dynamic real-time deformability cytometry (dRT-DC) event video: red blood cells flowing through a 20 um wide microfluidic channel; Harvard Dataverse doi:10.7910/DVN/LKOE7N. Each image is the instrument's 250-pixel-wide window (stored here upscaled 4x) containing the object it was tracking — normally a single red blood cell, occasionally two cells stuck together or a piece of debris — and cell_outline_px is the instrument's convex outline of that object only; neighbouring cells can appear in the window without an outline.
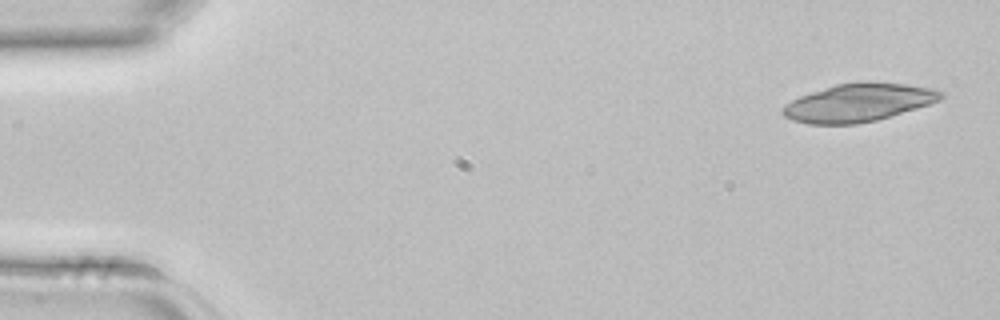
{"species": "common noctule bat (a hibernating species)", "species_latin": "Nyctalus noctula", "temperature_condition": "room temperature", "stored_images_in_passage": 4, "camera_frame_rate_fps": 3000, "um_per_image_px": 0.085, "animal": {"sex": "female", "body_mass_g": 22.7, "forearm_length_mm": 54.2}, "frame": {"image": 1, "passage_image": 1, "time_ms": 0.0, "image_size_px": [1000, 320], "cell_outline_px": [[948, 92], [940, 100], [916, 108], [876, 120], [856, 124], [808, 124], [792, 120], [784, 116], [780, 112], [780, 108], [784, 104], [800, 96], [836, 84], [864, 80], [872, 80], [908, 84], [936, 88]], "centroid_in_image_um": [73.0, 8.69], "position_along_channel_um": 12.0, "area_um2": 35.6}}